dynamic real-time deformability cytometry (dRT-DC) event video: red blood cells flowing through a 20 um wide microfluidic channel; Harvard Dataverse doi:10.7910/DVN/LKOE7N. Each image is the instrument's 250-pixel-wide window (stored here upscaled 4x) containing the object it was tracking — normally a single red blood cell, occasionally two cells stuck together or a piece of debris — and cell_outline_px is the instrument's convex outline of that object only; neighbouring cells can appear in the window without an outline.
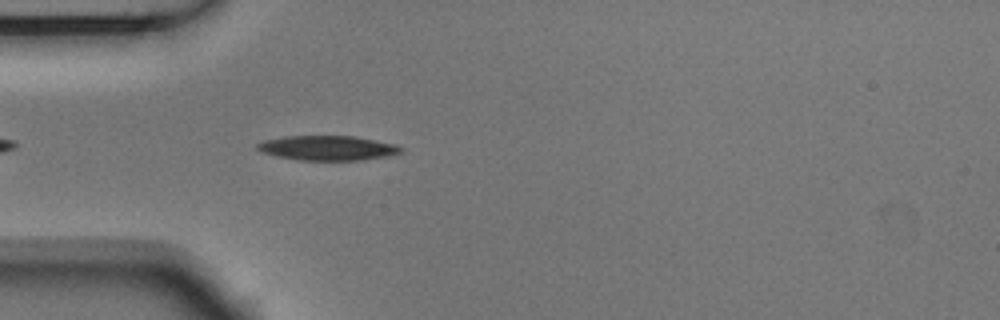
{"species": "Egyptian fruit bat (a non-hibernating species)", "species_latin": "Rousettus aegyptiacus", "temperature_condition": "room temperature", "stored_images_in_passage": 11, "camera_frame_rate_fps": 3000, "um_per_image_px": 0.085, "animal": {"sex": "male"}, "frame": {"image": 1, "passage_image": 4, "time_ms": 1.0, "image_size_px": [1000, 320], "cell_outline_px": [[404, 152], [392, 156], [364, 160], [300, 160], [276, 156], [264, 152], [256, 148], [256, 144], [264, 140], [284, 136], [356, 136], [396, 144], [404, 148]], "centroid_in_image_um": [27.93, 12.58], "position_along_channel_um": 57.1, "area_um2": 20.92}}
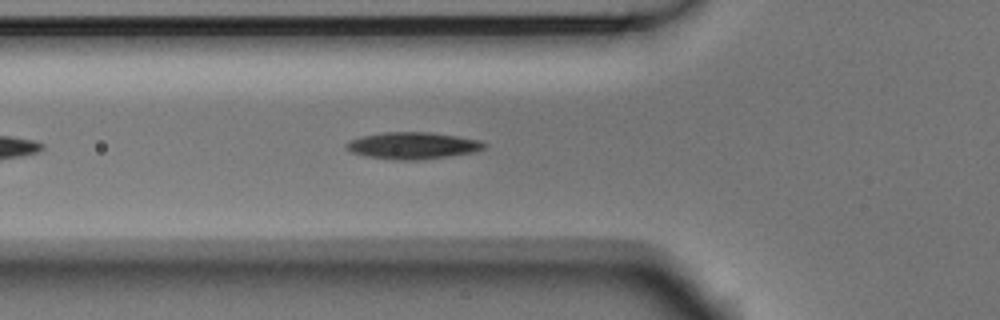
{"frame": {"image": 2, "passage_image": 7, "time_ms": 2.0, "image_size_px": [1000, 320], "cell_outline_px": [[488, 144], [484, 148], [476, 152], [448, 156], [416, 160], [396, 160], [364, 156], [352, 152], [344, 148], [344, 144], [360, 136], [384, 132], [428, 132], [456, 136], [480, 140]], "centroid_in_image_um": [35.07, 12.38], "position_along_channel_um": 90.7, "area_um2": 21.62}}